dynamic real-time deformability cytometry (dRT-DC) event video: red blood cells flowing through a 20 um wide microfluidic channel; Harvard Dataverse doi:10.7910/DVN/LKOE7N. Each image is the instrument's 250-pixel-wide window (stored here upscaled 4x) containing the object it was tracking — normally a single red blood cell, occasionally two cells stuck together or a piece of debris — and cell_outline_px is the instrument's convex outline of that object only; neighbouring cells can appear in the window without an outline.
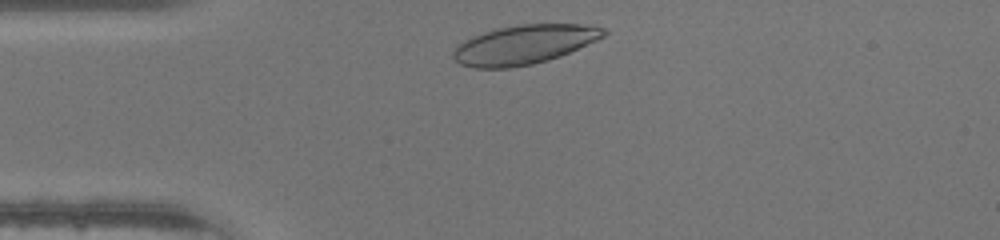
{"species": "human", "species_latin": "Homo sapiens", "temperature_condition": "warm", "stored_images_in_passage": 28, "camera_frame_rate_fps": 3000, "um_per_image_px": 0.085, "donor": {"sex": "male"}, "frame": {"image": 1, "passage_image": 2, "time_ms": 0.333, "image_size_px": [1000, 240], "cell_outline_px": [[608, 32], [604, 36], [596, 40], [560, 56], [548, 60], [532, 64], [508, 68], [472, 68], [460, 64], [452, 56], [452, 52], [464, 40], [472, 36], [496, 28], [520, 24], [580, 24], [604, 28]], "centroid_in_image_um": [44.53, 3.79], "position_along_channel_um": 40.5, "area_um2": 34.16}}
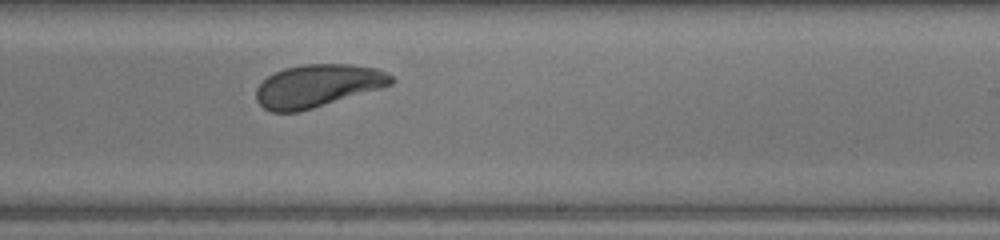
{"frame": {"image": 2, "passage_image": 19, "time_ms": 6.0, "image_size_px": [1000, 240], "cell_outline_px": [[396, 80], [392, 84], [380, 88], [300, 112], [272, 112], [264, 108], [256, 100], [256, 88], [268, 76], [284, 68], [300, 64], [352, 64], [376, 68], [392, 76]], "centroid_in_image_um": [26.98, 7.29], "position_along_channel_um": 262.0, "area_um2": 33.52}}
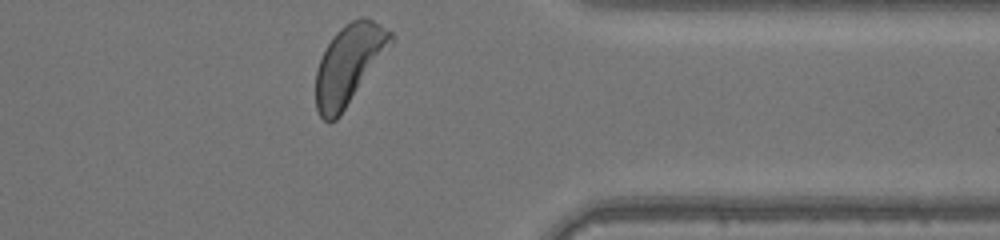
{"frame": {"image": 3, "passage_image": 28, "time_ms": 9.0, "image_size_px": [1000, 240], "cell_outline_px": [[396, 36], [392, 44], [340, 116], [336, 120], [328, 124], [320, 116], [316, 108], [316, 72], [320, 60], [332, 36], [344, 24], [360, 16], [364, 16], [380, 24], [392, 32]], "centroid_in_image_um": [29.67, 5.46], "position_along_channel_um": 381.7, "area_um2": 34.68}}